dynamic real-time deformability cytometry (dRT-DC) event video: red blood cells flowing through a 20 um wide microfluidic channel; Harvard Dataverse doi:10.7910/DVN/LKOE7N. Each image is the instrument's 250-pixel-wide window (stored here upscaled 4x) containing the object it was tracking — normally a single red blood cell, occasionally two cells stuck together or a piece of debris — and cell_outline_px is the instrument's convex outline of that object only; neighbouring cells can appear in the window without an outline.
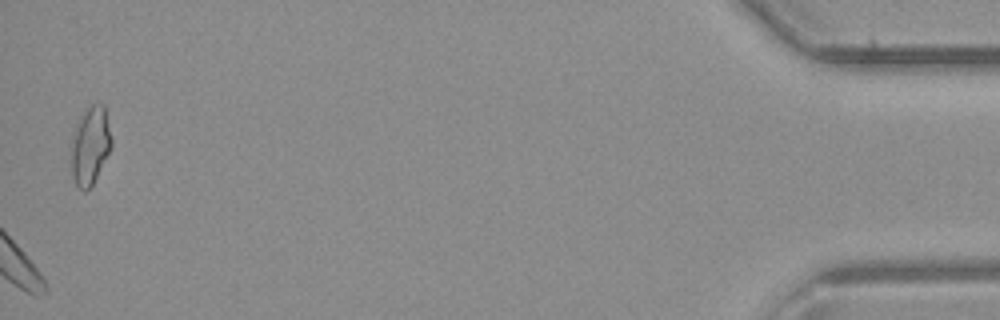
{"species": "common noctule bat (a hibernating species)", "species_latin": "Nyctalus noctula", "temperature_condition": "room temperature", "stored_images_in_passage": 30, "camera_frame_rate_fps": 3000, "um_per_image_px": 0.085, "animal": {"sex": "male", "body_mass_g": 23.1, "forearm_length_mm": 52.7}, "frame": {"image": 1, "passage_image": 30, "time_ms": 9.667, "image_size_px": [1000, 320], "cell_outline_px": [[112, 148], [92, 184], [84, 192], [76, 184], [72, 176], [72, 136], [80, 116], [92, 104], [104, 104], [112, 140]], "centroid_in_image_um": [7.68, 12.36], "position_along_channel_um": 427.5, "area_um2": 18.03}}